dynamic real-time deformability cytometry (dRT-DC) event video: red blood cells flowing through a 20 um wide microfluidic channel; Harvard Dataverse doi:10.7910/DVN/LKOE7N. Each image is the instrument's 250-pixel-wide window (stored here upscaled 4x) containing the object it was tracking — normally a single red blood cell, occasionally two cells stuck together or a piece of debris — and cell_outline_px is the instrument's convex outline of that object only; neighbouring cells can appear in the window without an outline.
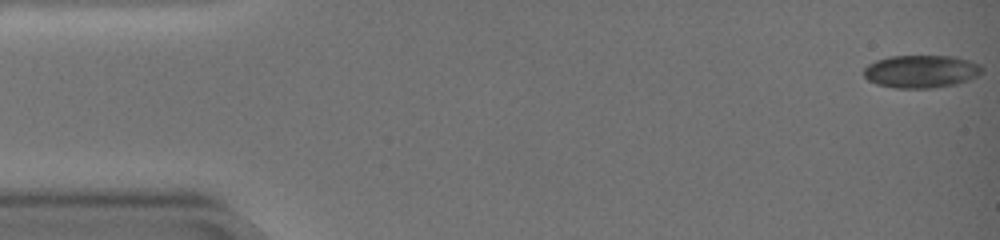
{"species": "common noctule bat (a hibernating species)", "species_latin": "Nyctalus noctula", "temperature_condition": "warm", "stored_images_in_passage": 54, "camera_frame_rate_fps": 3000, "um_per_image_px": 0.085, "animal": {"sex": "female", "body_mass_g": 19.0, "forearm_length_mm": 51.5}, "frame": {"image": 1, "passage_image": 1, "time_ms": 0.0, "image_size_px": [1000, 240], "cell_outline_px": [[984, 72], [968, 80], [956, 84], [932, 88], [892, 88], [876, 84], [868, 80], [864, 76], [864, 68], [868, 64], [876, 60], [888, 56], [952, 56], [968, 60], [980, 64], [984, 68]], "centroid_in_image_um": [78.29, 6.07], "position_along_channel_um": 6.7, "area_um2": 22.77}}
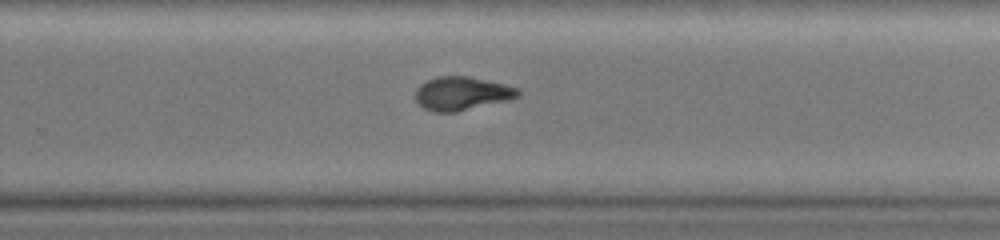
{"frame": {"image": 2, "passage_image": 36, "time_ms": 11.667, "image_size_px": [1000, 240], "cell_outline_px": [[520, 96], [512, 100], [456, 112], [432, 112], [424, 108], [416, 100], [416, 88], [420, 84], [428, 80], [440, 76], [468, 76], [504, 84], [520, 88]], "centroid_in_image_um": [39.3, 7.95], "position_along_channel_um": 290.5, "area_um2": 20.23}}
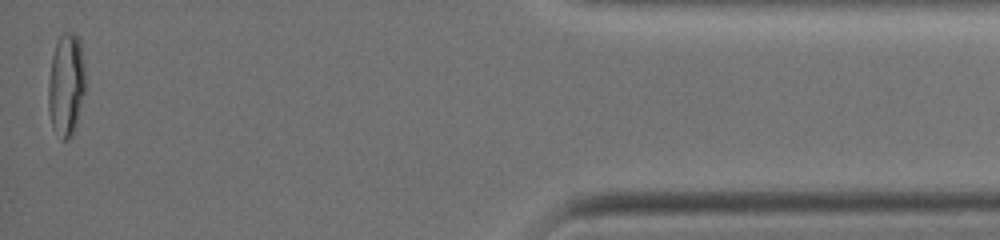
{"frame": {"image": 3, "passage_image": 53, "time_ms": 17.333, "image_size_px": [1000, 240], "cell_outline_px": [[84, 92], [76, 124], [72, 136], [64, 140], [60, 140], [52, 128], [48, 112], [48, 80], [52, 56], [56, 44], [60, 36], [64, 32], [72, 32], [80, 40], [84, 64]], "centroid_in_image_um": [5.6, 7.24], "position_along_channel_um": 429.6, "area_um2": 22.25}, "authors_computed_cell_mechanics": {"area_um2": 21.4727, "velocity_mm_per_s": 3.616, "shape_relaxation_time_tau1_ms": 8.158, "shape_relaxation_time_tau2_ms": 2.1093, "deformation_change_tau1": 0.2398, "deformation_change_tau2": 0.0566}}